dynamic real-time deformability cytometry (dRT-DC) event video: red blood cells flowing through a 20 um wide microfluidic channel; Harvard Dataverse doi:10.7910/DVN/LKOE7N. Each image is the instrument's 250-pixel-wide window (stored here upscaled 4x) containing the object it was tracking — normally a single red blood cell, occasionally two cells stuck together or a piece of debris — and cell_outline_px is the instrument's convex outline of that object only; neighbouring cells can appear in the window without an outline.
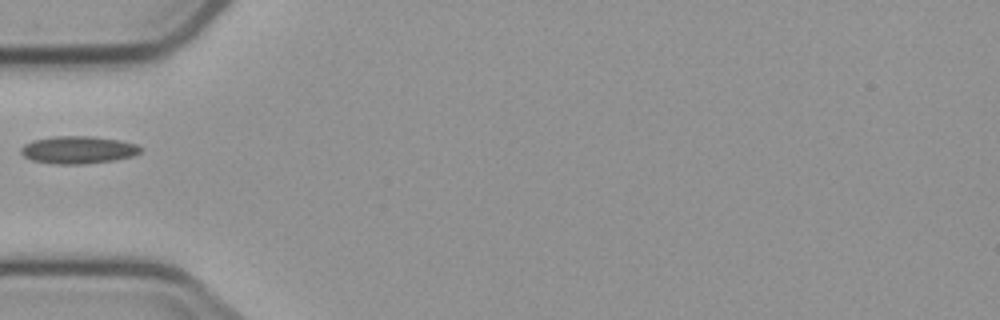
{"species": "common noctule bat (a hibernating species)", "species_latin": "Nyctalus noctula", "temperature_condition": "cold", "stored_images_in_passage": 1, "camera_frame_rate_fps": 3000, "um_per_image_px": 0.085, "animal": {"sex": "male", "body_mass_g": 23.1, "forearm_length_mm": 52.7}, "frame": {"image": 1, "passage_image": 1, "time_ms": 0.0, "image_size_px": [1000, 320], "cell_outline_px": [[144, 148], [140, 152], [132, 156], [112, 160], [80, 164], [52, 164], [32, 160], [24, 156], [20, 152], [20, 148], [24, 144], [32, 140], [56, 136], [92, 136], [120, 140], [136, 144]], "centroid_in_image_um": [6.62, 12.73], "position_along_channel_um": 78.4, "area_um2": 19.19}}